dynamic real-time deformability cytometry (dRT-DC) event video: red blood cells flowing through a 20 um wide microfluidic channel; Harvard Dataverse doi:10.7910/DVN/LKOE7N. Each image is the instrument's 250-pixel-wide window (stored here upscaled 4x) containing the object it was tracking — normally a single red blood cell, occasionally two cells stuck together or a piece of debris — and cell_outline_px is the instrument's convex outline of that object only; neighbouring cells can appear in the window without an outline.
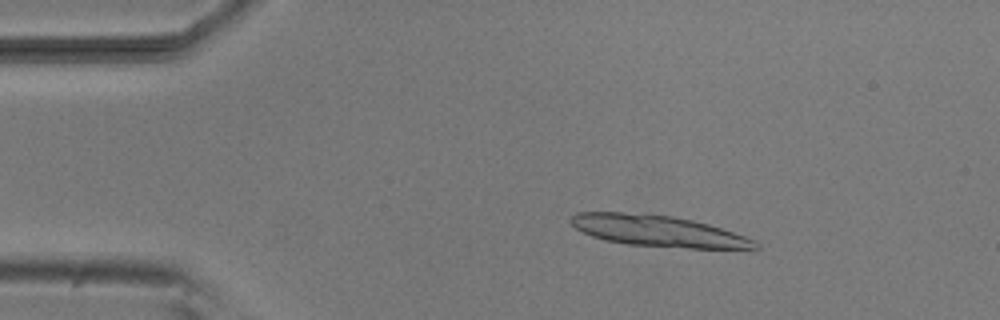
{"species": "common noctule bat (a hibernating species)", "species_latin": "Nyctalus noctula", "temperature_condition": "room temperature", "stored_images_in_passage": 53, "camera_frame_rate_fps": 3000, "um_per_image_px": 0.085, "animal": {"sex": "male", "body_mass_g": 20.5, "forearm_length_mm": 52.5}, "frame": {"image": 1, "passage_image": 8, "time_ms": 2.333, "image_size_px": [1000, 320], "cell_outline_px": [[760, 248], [688, 248], [628, 244], [604, 240], [592, 236], [576, 228], [568, 220], [576, 212], [624, 212], [672, 216], [692, 220], [708, 224], [756, 240], [760, 244]], "centroid_in_image_um": [55.91, 19.63], "position_along_channel_um": 29.1, "area_um2": 33.18}}
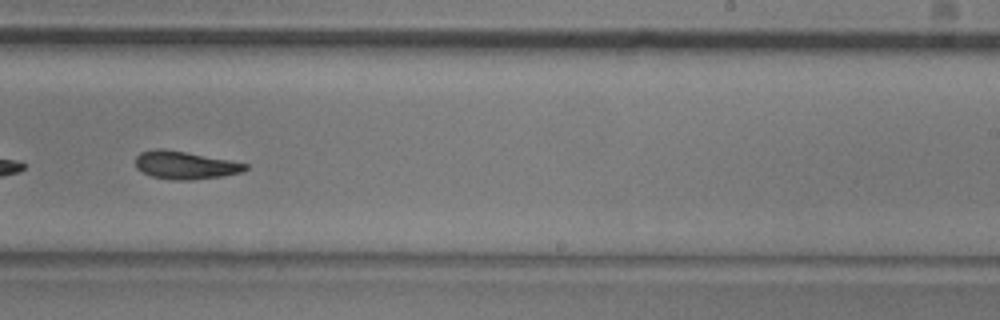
{"frame": {"image": 2, "passage_image": 32, "time_ms": 10.333, "image_size_px": [1000, 320], "cell_outline_px": [[248, 168], [240, 172], [224, 176], [192, 180], [172, 180], [152, 176], [136, 168], [136, 156], [140, 152], [156, 148], [164, 148], [228, 160], [248, 164]], "centroid_in_image_um": [15.71, 14.04], "position_along_channel_um": 273.3, "area_um2": 17.74}}
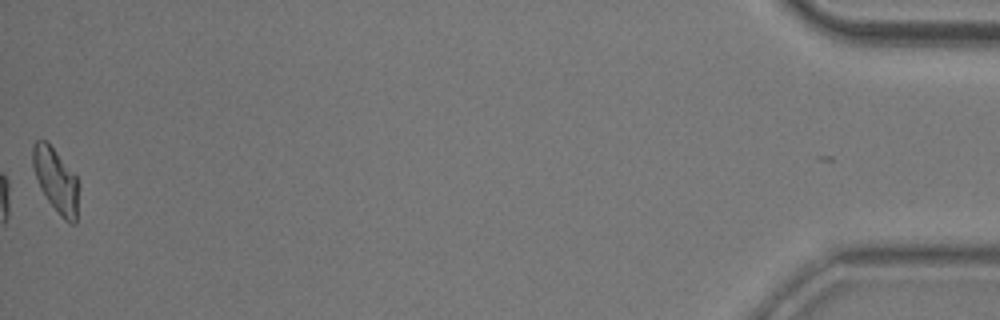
{"frame": {"image": 3, "passage_image": 52, "time_ms": 17.0, "image_size_px": [1000, 320], "cell_outline_px": [[80, 184], [76, 224], [68, 224], [60, 216], [48, 200], [40, 188], [32, 164], [32, 144], [36, 140], [48, 140], [76, 176]], "centroid_in_image_um": [4.78, 15.32], "position_along_channel_um": 430.4, "area_um2": 17.57}, "authors_computed_cell_mechanics": {"area_um2": 18.0336, "velocity_mm_per_s": 3.8337, "shape_relaxation_time_tau1_ms": 7.7295, "shape_relaxation_time_tau2_ms": 3.45, "deformation_change_tau1": 0.1787, "deformation_change_tau2": 0.1045}}